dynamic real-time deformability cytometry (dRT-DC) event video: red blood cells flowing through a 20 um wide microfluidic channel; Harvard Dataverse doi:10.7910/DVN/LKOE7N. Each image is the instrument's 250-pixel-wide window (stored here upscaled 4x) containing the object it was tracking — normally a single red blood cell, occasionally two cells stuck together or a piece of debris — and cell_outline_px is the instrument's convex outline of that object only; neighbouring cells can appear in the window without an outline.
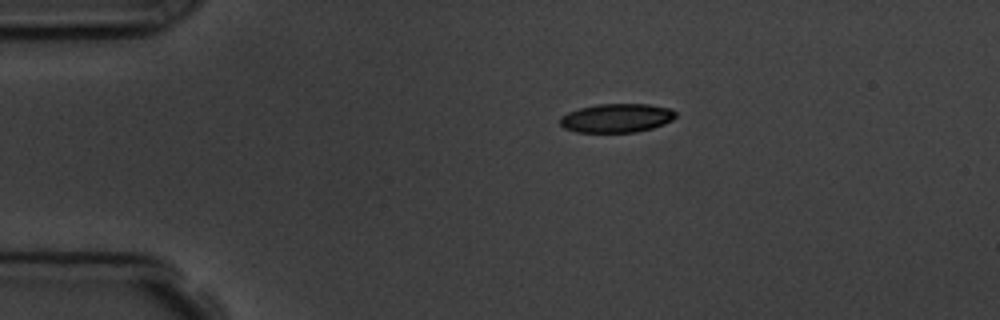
{"species": "common noctule bat (a hibernating species)", "species_latin": "Nyctalus noctula", "temperature_condition": "room temperature", "stored_images_in_passage": 4, "camera_frame_rate_fps": 3000, "um_per_image_px": 0.085, "animal": {"sex": "male", "body_mass_g": 19.5, "forearm_length_mm": 54.6}, "frame": {"image": 1, "passage_image": 1, "time_ms": 0.0, "image_size_px": [1000, 320], "cell_outline_px": [[676, 116], [672, 120], [664, 124], [652, 128], [636, 132], [576, 132], [564, 128], [560, 124], [560, 116], [568, 112], [580, 108], [596, 104], [648, 104], [672, 108], [676, 112]], "centroid_in_image_um": [52.42, 10.03], "position_along_channel_um": 32.6, "area_um2": 19.54}}
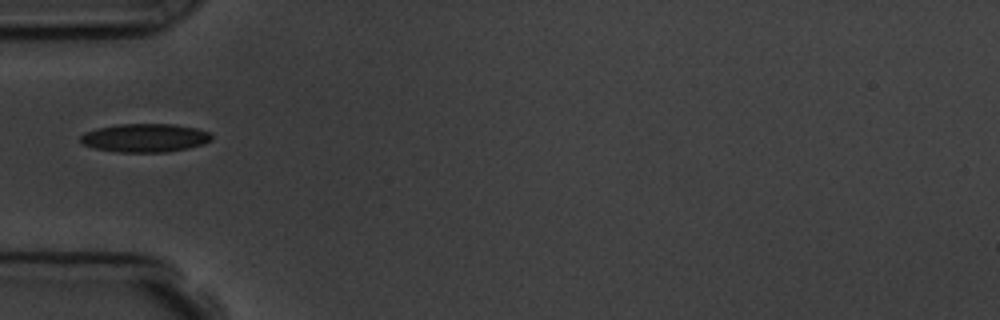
{"frame": {"image": 2, "passage_image": 3, "time_ms": 2.333, "image_size_px": [1000, 320], "cell_outline_px": [[212, 140], [204, 144], [188, 148], [168, 152], [120, 152], [92, 148], [84, 144], [80, 140], [80, 136], [84, 132], [96, 128], [116, 124], [176, 124], [196, 128], [208, 132], [212, 136]], "centroid_in_image_um": [12.31, 11.71], "position_along_channel_um": 72.7, "area_um2": 21.91}}